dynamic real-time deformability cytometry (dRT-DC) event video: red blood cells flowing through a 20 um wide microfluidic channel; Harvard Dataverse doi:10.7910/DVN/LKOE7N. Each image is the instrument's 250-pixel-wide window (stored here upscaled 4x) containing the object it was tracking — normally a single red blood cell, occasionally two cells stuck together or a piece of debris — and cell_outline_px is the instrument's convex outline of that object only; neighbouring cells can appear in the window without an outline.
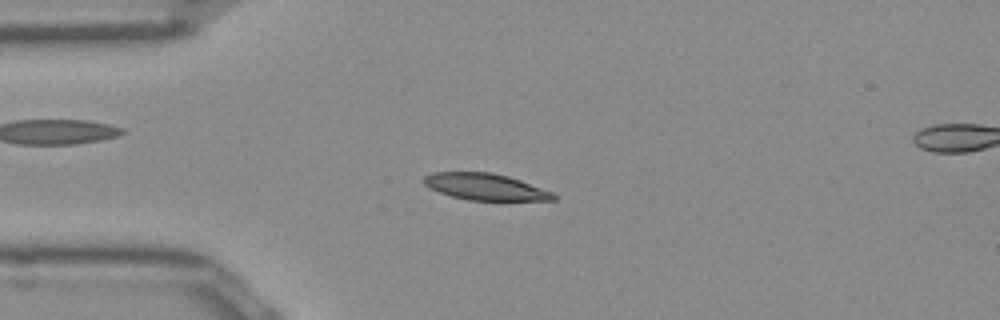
{"species": "Egyptian fruit bat (a non-hibernating species)", "species_latin": "Rousettus aegyptiacus", "temperature_condition": "room temperature", "stored_images_in_passage": 51, "camera_frame_rate_fps": 3000, "um_per_image_px": 0.085, "frame": {"image": 1, "passage_image": 12, "time_ms": 3.667, "image_size_px": [1000, 320], "cell_outline_px": [[556, 200], [468, 200], [452, 196], [428, 188], [420, 180], [424, 176], [432, 172], [492, 172], [508, 176], [520, 180], [552, 192], [556, 196]], "centroid_in_image_um": [41.19, 15.87], "position_along_channel_um": 43.8, "area_um2": 20.06}}
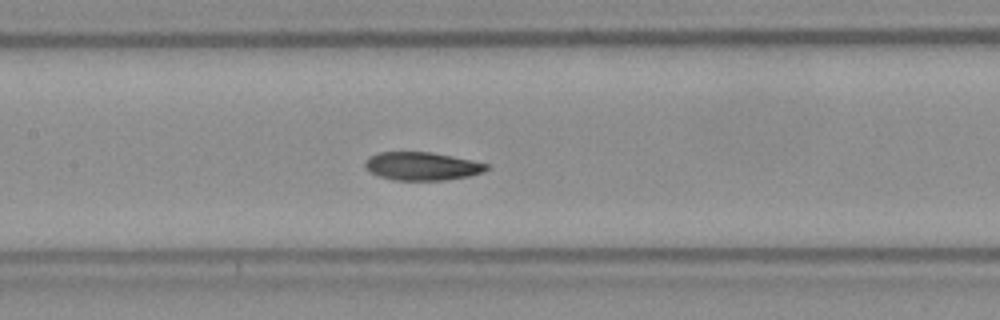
{"frame": {"image": 2, "passage_image": 23, "time_ms": 7.333, "image_size_px": [1000, 320], "cell_outline_px": [[492, 168], [484, 172], [468, 176], [444, 180], [392, 180], [380, 176], [364, 168], [364, 160], [368, 156], [380, 152], [432, 152], [472, 160], [488, 164]], "centroid_in_image_um": [35.87, 14.12], "position_along_channel_um": 171.5, "area_um2": 20.11}}
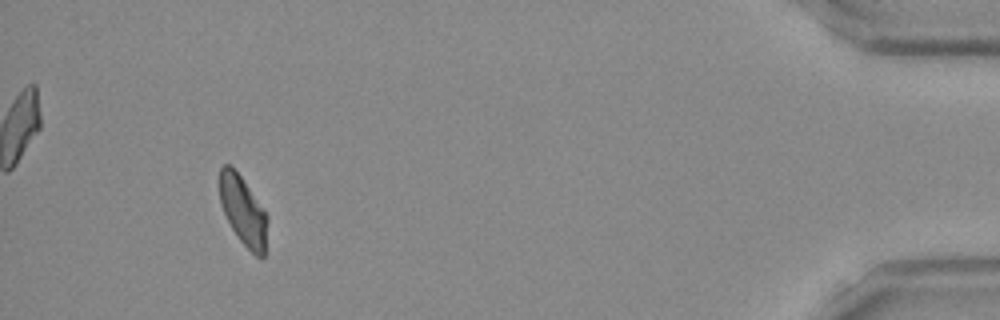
{"frame": {"image": 3, "passage_image": 47, "time_ms": 15.333, "image_size_px": [1000, 320], "cell_outline_px": [[268, 220], [264, 256], [256, 256], [240, 240], [232, 228], [220, 204], [220, 168], [224, 164], [228, 164], [240, 176], [264, 208], [268, 216]], "centroid_in_image_um": [20.68, 17.92], "position_along_channel_um": 414.5, "area_um2": 18.9}, "authors_computed_cell_mechanics": {"area_um2": 20.2878, "velocity_mm_per_s": 3.9332, "shape_relaxation_time_tau1_ms": 9.3237, "shape_relaxation_time_tau2_ms": 2.8354, "deformation_change_tau1": 0.1982, "deformation_change_tau2": 0.0718}}